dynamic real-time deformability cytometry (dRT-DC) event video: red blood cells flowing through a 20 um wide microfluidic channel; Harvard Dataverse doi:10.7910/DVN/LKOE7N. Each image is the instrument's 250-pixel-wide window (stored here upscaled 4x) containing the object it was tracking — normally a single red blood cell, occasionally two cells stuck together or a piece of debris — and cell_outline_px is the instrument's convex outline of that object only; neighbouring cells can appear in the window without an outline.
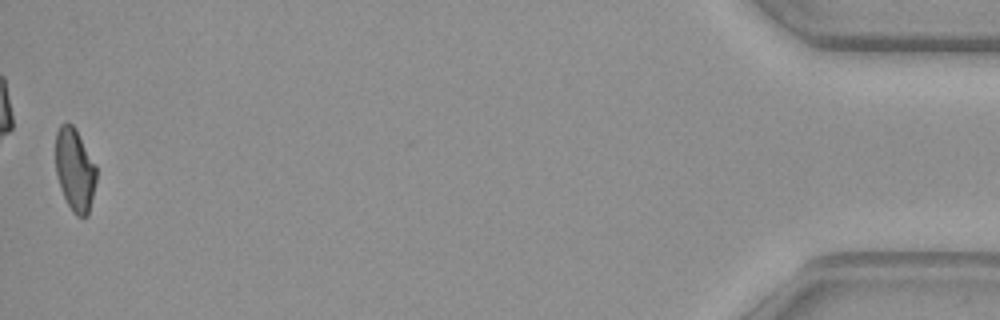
{"species": "common noctule bat (a hibernating species)", "species_latin": "Nyctalus noctula", "temperature_condition": "warm", "stored_images_in_passage": 51, "camera_frame_rate_fps": 3000, "um_per_image_px": 0.085, "animal": {"sex": "female", "body_mass_g": 29.2, "forearm_length_mm": 56.3}, "frame": {"image": 1, "passage_image": 51, "time_ms": 16.667, "image_size_px": [1000, 320], "cell_outline_px": [[96, 180], [88, 216], [76, 216], [72, 212], [64, 196], [56, 172], [56, 132], [60, 124], [72, 124], [76, 128], [96, 164]], "centroid_in_image_um": [6.38, 14.41], "position_along_channel_um": 428.8, "area_um2": 19.59}, "authors_computed_cell_mechanics": {"area_um2": 20.8658, "velocity_mm_per_s": 4.0451, "shape_relaxation_time_tau1_ms": null, "shape_relaxation_time_tau2_ms": 2.79, "deformation_change_tau1": null, "deformation_change_tau2": 0.0768}}